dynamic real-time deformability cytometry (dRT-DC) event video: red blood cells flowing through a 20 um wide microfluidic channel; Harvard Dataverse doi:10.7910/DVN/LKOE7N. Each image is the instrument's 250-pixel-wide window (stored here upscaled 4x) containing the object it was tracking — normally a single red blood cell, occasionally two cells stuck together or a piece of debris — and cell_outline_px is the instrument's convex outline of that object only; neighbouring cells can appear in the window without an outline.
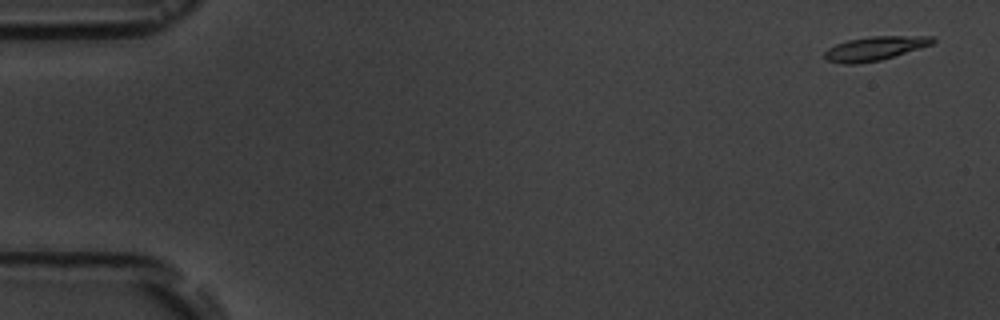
{"species": "common noctule bat (a hibernating species)", "species_latin": "Nyctalus noctula", "temperature_condition": "room temperature", "stored_images_in_passage": 3, "camera_frame_rate_fps": 3000, "um_per_image_px": 0.085, "animal": {"sex": "male", "body_mass_g": 19.5, "forearm_length_mm": 54.6}, "frame": {"image": 1, "passage_image": 1, "time_ms": 0.0, "image_size_px": [1000, 320], "cell_outline_px": [[936, 40], [932, 44], [920, 48], [880, 60], [856, 64], [844, 64], [828, 60], [824, 56], [824, 52], [828, 48], [836, 44], [848, 40], [872, 36], [932, 36]], "centroid_in_image_um": [74.36, 4.11], "position_along_channel_um": 10.6, "area_um2": 14.91}}